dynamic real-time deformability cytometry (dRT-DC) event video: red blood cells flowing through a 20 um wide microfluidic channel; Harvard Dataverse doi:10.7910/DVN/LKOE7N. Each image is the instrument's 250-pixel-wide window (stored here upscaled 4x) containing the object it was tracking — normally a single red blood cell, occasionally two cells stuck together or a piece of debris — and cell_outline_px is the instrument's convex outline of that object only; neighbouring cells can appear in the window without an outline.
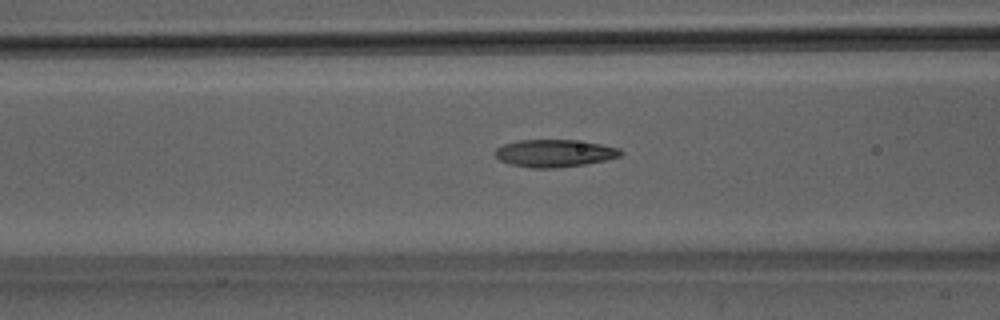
{"species": "Egyptian fruit bat (a non-hibernating species)", "species_latin": "Rousettus aegyptiacus", "temperature_condition": "room temperature", "stored_images_in_passage": 35, "camera_frame_rate_fps": 3000, "um_per_image_px": 0.085, "animal": {"sex": "male"}, "frame": {"image": 1, "passage_image": 5, "time_ms": 1.333, "image_size_px": [1000, 320], "cell_outline_px": [[624, 152], [620, 156], [608, 160], [584, 164], [556, 168], [532, 168], [508, 164], [500, 160], [496, 156], [496, 148], [504, 144], [520, 140], [576, 140], [600, 144], [620, 148]], "centroid_in_image_um": [47.16, 13.03], "position_along_channel_um": 119.4, "area_um2": 20.11}}
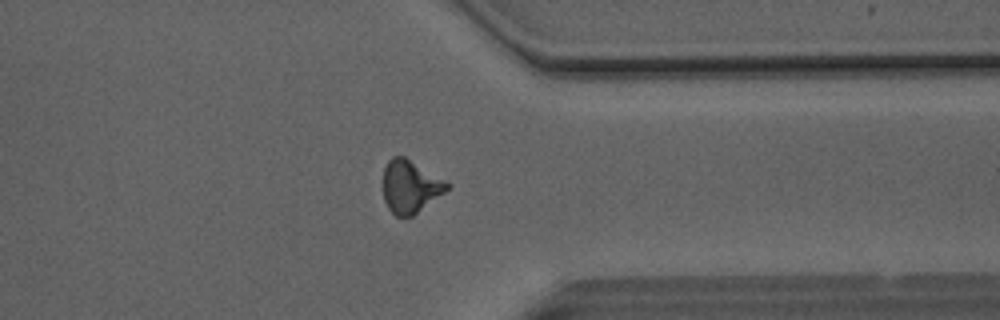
{"frame": {"image": 2, "passage_image": 24, "time_ms": 7.667, "image_size_px": [1000, 320], "cell_outline_px": [[448, 188], [444, 192], [412, 216], [396, 216], [388, 208], [384, 200], [384, 168], [388, 160], [392, 156], [404, 156], [448, 180]], "centroid_in_image_um": [34.87, 15.82], "position_along_channel_um": 376.5, "area_um2": 19.54}}
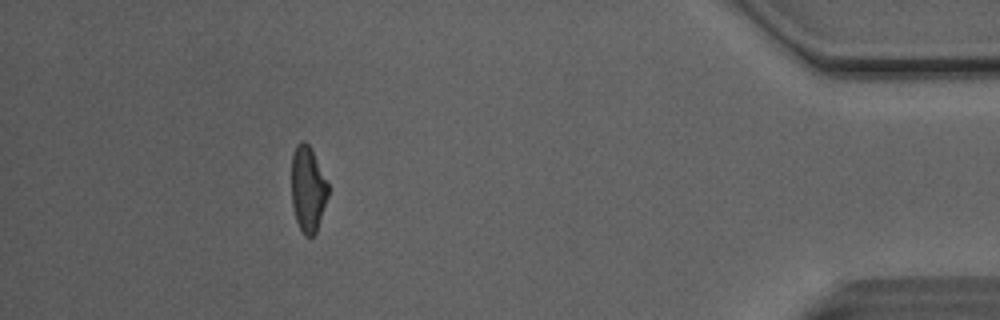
{"frame": {"image": 3, "passage_image": 30, "time_ms": 9.667, "image_size_px": [1000, 320], "cell_outline_px": [[328, 196], [316, 232], [312, 236], [304, 236], [296, 220], [292, 204], [292, 156], [296, 144], [300, 140], [304, 140], [308, 144], [328, 184]], "centroid_in_image_um": [26.15, 16.07], "position_along_channel_um": 409.0, "area_um2": 17.98}, "authors_computed_cell_mechanics": {"area_um2": 19.1896, "velocity_mm_per_s": 4.1309, "shape_relaxation_time_tau1_ms": 8.0148, "shape_relaxation_time_tau2_ms": 2.2045, "deformation_change_tau1": 0.2352, "deformation_change_tau2": 0.1024}}